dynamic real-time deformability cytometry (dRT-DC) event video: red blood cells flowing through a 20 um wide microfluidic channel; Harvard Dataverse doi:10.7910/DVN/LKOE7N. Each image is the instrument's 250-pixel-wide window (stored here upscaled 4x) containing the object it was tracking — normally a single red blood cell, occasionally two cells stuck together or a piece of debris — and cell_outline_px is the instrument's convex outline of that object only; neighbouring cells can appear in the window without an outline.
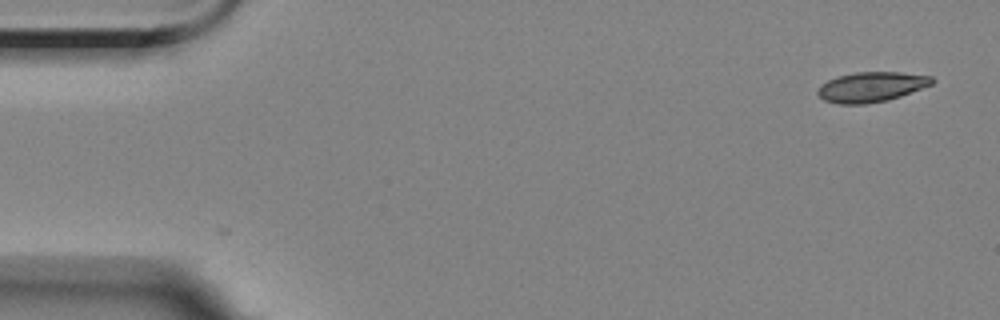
{"species": "Egyptian fruit bat (a non-hibernating species)", "species_latin": "Rousettus aegyptiacus", "temperature_condition": "room temperature", "stored_images_in_passage": 6, "camera_frame_rate_fps": 3000, "um_per_image_px": 0.085, "animal": {"sex": "female"}, "frame": {"image": 1, "passage_image": 1, "time_ms": 0.0, "image_size_px": [1000, 320], "cell_outline_px": [[936, 80], [932, 84], [900, 96], [888, 100], [864, 104], [840, 104], [824, 100], [816, 92], [820, 84], [828, 80], [840, 76], [856, 72], [900, 72], [932, 76]], "centroid_in_image_um": [74.06, 7.38], "position_along_channel_um": 10.9, "area_um2": 19.88}}
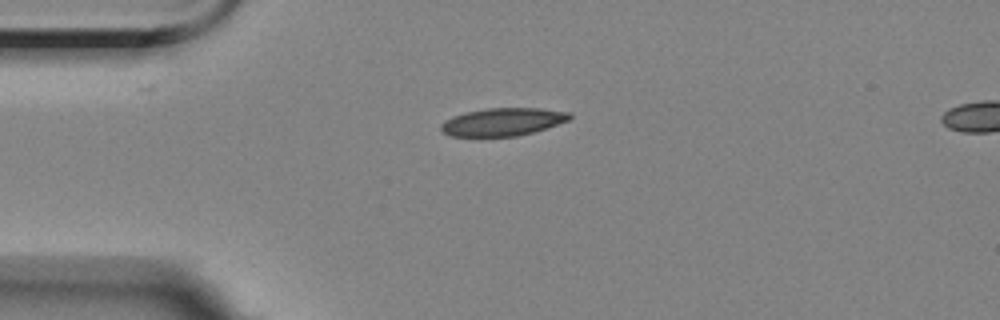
{"frame": {"image": 2, "passage_image": 4, "time_ms": 3.667, "image_size_px": [1000, 320], "cell_outline_px": [[572, 116], [568, 120], [532, 132], [516, 136], [452, 136], [444, 132], [440, 128], [440, 124], [444, 120], [452, 116], [468, 112], [488, 108], [540, 108], [572, 112]], "centroid_in_image_um": [42.73, 10.35], "position_along_channel_um": 42.3, "area_um2": 20.63}}